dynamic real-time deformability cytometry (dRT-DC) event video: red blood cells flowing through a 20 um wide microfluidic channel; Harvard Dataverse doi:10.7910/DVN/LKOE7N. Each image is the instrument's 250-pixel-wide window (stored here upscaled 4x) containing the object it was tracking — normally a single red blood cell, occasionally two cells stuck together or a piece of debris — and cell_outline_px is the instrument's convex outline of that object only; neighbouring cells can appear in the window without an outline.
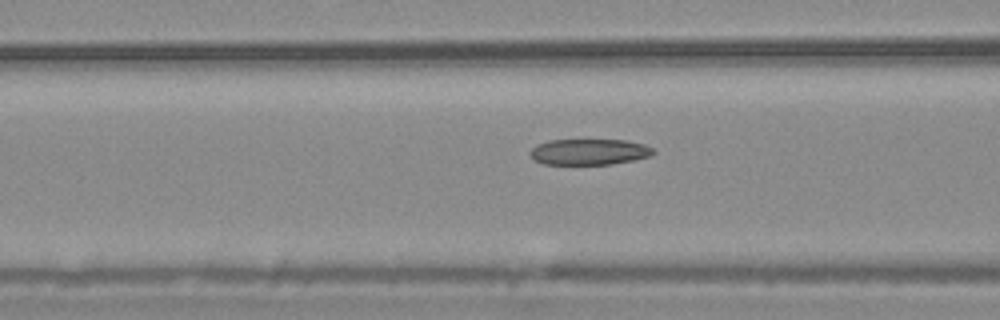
{"species": "common noctule bat (a hibernating species)", "species_latin": "Nyctalus noctula", "temperature_condition": "warm", "stored_images_in_passage": 54, "camera_frame_rate_fps": 3000, "um_per_image_px": 0.085, "animal": {"sex": "male", "body_mass_g": 20.4}, "frame": {"image": 1, "passage_image": 22, "time_ms": 7.0, "image_size_px": [1000, 320], "cell_outline_px": [[656, 152], [652, 156], [612, 164], [544, 164], [536, 160], [528, 152], [536, 144], [548, 140], [628, 140], [644, 144], [652, 148]], "centroid_in_image_um": [50.1, 12.9], "position_along_channel_um": 116.5, "area_um2": 18.67}}
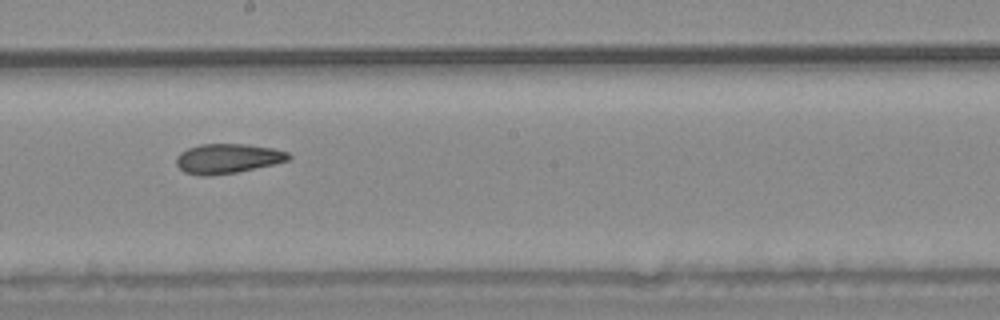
{"frame": {"image": 2, "passage_image": 31, "time_ms": 10.0, "image_size_px": [1000, 320], "cell_outline_px": [[292, 156], [288, 160], [272, 164], [236, 172], [208, 176], [200, 176], [184, 172], [176, 164], [176, 156], [180, 152], [188, 148], [200, 144], [248, 144], [272, 148], [288, 152]], "centroid_in_image_um": [19.31, 13.47], "position_along_channel_um": 228.9, "area_um2": 19.36}}
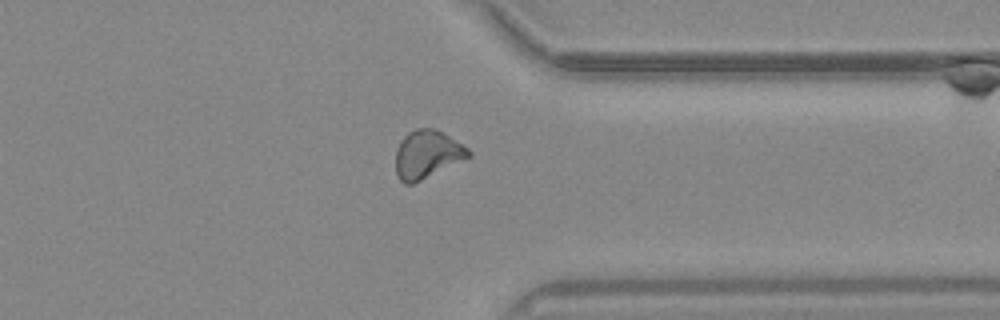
{"frame": {"image": 3, "passage_image": 43, "time_ms": 14.0, "image_size_px": [1000, 320], "cell_outline_px": [[472, 156], [412, 184], [404, 184], [400, 180], [396, 172], [396, 148], [400, 140], [408, 132], [416, 128], [432, 128], [448, 136], [468, 148], [472, 152]], "centroid_in_image_um": [36.29, 13.12], "position_along_channel_um": 375.1, "area_um2": 20.23}}